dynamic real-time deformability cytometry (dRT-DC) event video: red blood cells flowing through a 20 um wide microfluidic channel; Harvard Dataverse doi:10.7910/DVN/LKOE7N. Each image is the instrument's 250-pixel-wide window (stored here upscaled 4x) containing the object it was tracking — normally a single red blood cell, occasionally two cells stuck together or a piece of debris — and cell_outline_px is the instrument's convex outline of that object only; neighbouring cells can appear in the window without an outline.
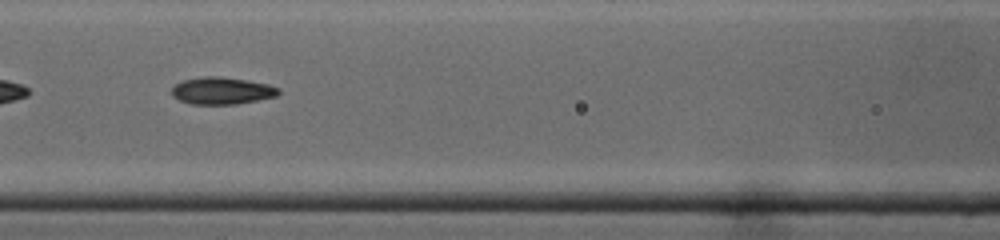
{"species": "common noctule bat (a hibernating species)", "species_latin": "Nyctalus noctula", "temperature_condition": "cold", "stored_images_in_passage": 45, "segment_of_instrument_passage": [2, 2], "camera_frame_rate_fps": 3000, "um_per_image_px": 0.085, "animal": {"sex": "male", "body_mass_g": 19.0, "forearm_length_mm": 50.8}, "frame": {"image": 1, "passage_image": 19, "time_ms": 6.0, "image_size_px": [1000, 240], "cell_outline_px": [[280, 92], [276, 96], [236, 104], [192, 104], [180, 100], [172, 96], [172, 88], [176, 84], [184, 80], [204, 76], [220, 76], [268, 84], [280, 88]], "centroid_in_image_um": [18.86, 7.71], "position_along_channel_um": 147.7, "area_um2": 16.7}}
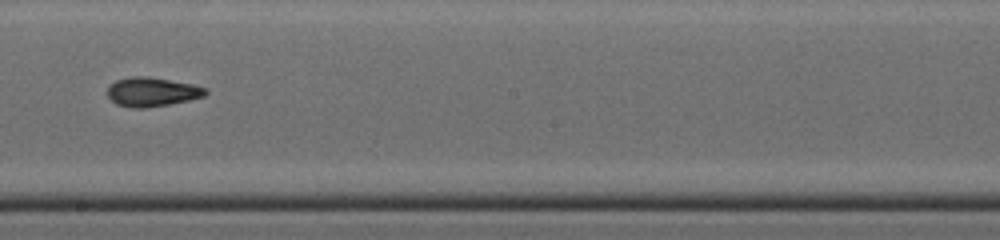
{"frame": {"image": 2, "passage_image": 25, "time_ms": 8.0, "image_size_px": [1000, 240], "cell_outline_px": [[208, 92], [204, 96], [188, 100], [168, 104], [144, 108], [132, 108], [116, 104], [108, 96], [108, 88], [116, 80], [132, 76], [148, 76], [192, 84], [204, 88]], "centroid_in_image_um": [12.9, 7.81], "position_along_channel_um": 235.3, "area_um2": 16.42}}
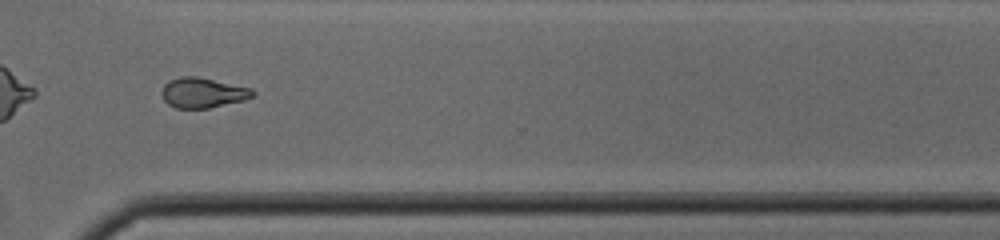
{"frame": {"image": 3, "passage_image": 33, "time_ms": 10.667, "image_size_px": [1000, 240], "cell_outline_px": [[256, 96], [244, 100], [208, 108], [176, 108], [168, 104], [164, 100], [160, 92], [164, 84], [168, 80], [180, 76], [196, 76], [252, 88], [256, 92]], "centroid_in_image_um": [17.23, 7.87], "position_along_channel_um": 353.4, "area_um2": 16.13}}